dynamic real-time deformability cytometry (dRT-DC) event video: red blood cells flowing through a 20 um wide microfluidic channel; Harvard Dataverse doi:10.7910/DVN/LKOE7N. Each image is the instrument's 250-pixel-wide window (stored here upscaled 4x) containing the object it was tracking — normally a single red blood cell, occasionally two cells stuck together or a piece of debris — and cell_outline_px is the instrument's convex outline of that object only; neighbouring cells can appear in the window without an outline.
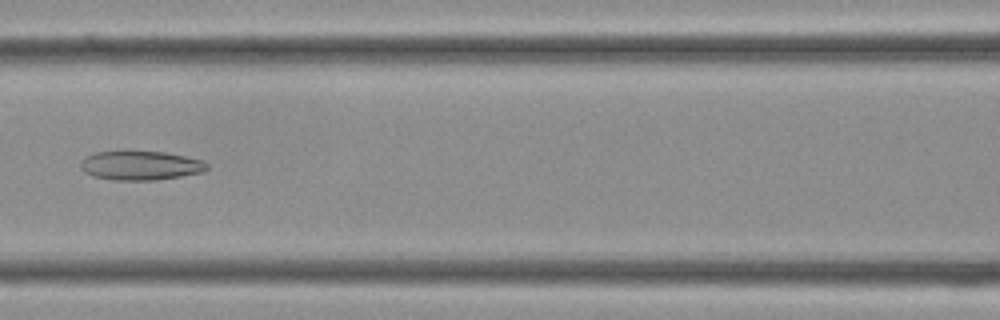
{"species": "Egyptian fruit bat (a non-hibernating species)", "species_latin": "Rousettus aegyptiacus", "temperature_condition": "cold", "stored_images_in_passage": 35, "camera_frame_rate_fps": 3000, "um_per_image_px": 0.085, "frame": {"image": 1, "passage_image": 15, "time_ms": 4.667, "image_size_px": [1000, 320], "cell_outline_px": [[208, 168], [204, 172], [156, 180], [112, 180], [92, 176], [84, 172], [80, 168], [80, 160], [84, 156], [96, 152], [124, 148], [164, 152], [204, 160], [208, 164]], "centroid_in_image_um": [11.88, 14.02], "position_along_channel_um": 154.7, "area_um2": 22.48}}
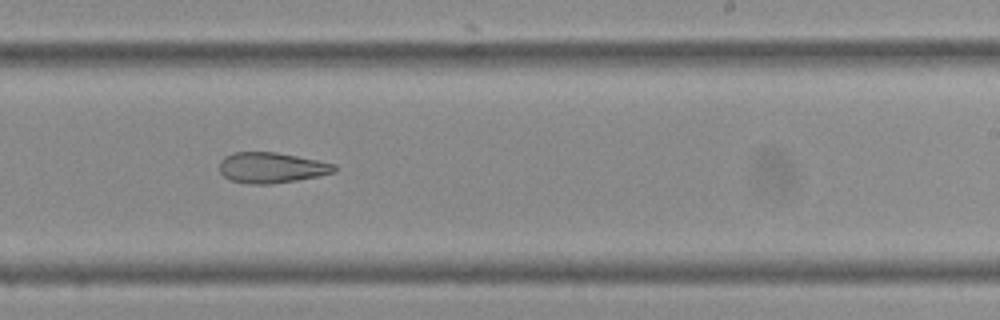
{"frame": {"image": 2, "passage_image": 21, "time_ms": 6.667, "image_size_px": [1000, 320], "cell_outline_px": [[336, 172], [320, 176], [272, 184], [248, 184], [228, 180], [220, 172], [220, 160], [224, 156], [232, 152], [276, 152], [336, 164]], "centroid_in_image_um": [23.05, 14.26], "position_along_channel_um": 265.9, "area_um2": 20.63}}
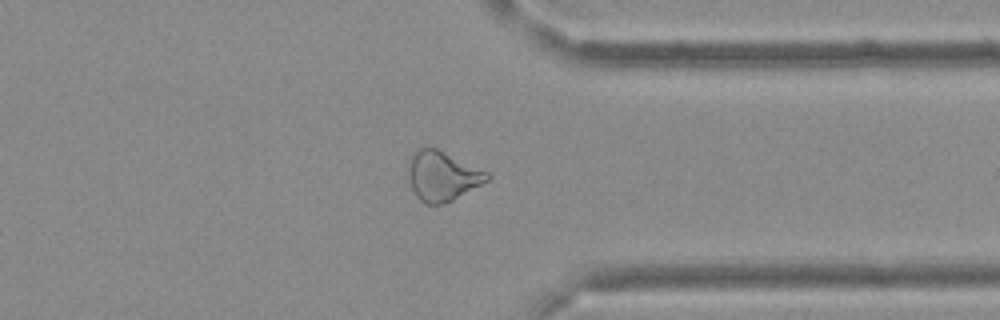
{"frame": {"image": 3, "passage_image": 27, "time_ms": 8.667, "image_size_px": [1000, 320], "cell_outline_px": [[492, 176], [488, 180], [452, 200], [444, 204], [424, 204], [416, 196], [412, 188], [408, 172], [408, 168], [412, 156], [420, 148], [436, 148], [488, 172]], "centroid_in_image_um": [37.6, 14.98], "position_along_channel_um": 373.8, "area_um2": 22.31}}